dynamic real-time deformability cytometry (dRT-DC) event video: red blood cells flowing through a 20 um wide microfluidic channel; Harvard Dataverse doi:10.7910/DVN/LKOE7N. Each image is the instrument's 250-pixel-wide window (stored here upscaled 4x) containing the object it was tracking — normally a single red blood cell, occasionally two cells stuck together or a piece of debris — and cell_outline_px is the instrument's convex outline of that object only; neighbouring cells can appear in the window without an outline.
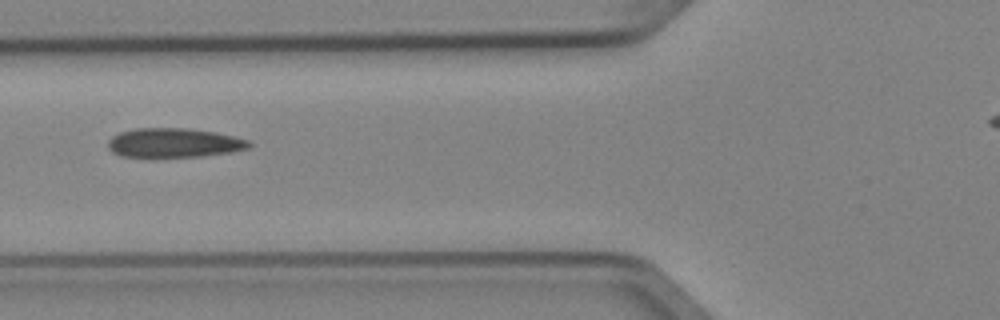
{"species": "Egyptian fruit bat (a non-hibernating species)", "species_latin": "Rousettus aegyptiacus", "temperature_condition": "cold", "stored_images_in_passage": 6, "camera_frame_rate_fps": 3000, "um_per_image_px": 0.085, "animal": {"sex": "female"}, "frame": {"image": 1, "passage_image": 5, "time_ms": 1.333, "image_size_px": [1000, 320], "cell_outline_px": [[252, 148], [232, 152], [200, 156], [156, 160], [120, 156], [112, 152], [108, 148], [108, 140], [112, 136], [120, 132], [136, 128], [188, 128], [216, 132], [248, 140], [252, 144]], "centroid_in_image_um": [14.75, 12.19], "position_along_channel_um": 111.1, "area_um2": 25.14}}